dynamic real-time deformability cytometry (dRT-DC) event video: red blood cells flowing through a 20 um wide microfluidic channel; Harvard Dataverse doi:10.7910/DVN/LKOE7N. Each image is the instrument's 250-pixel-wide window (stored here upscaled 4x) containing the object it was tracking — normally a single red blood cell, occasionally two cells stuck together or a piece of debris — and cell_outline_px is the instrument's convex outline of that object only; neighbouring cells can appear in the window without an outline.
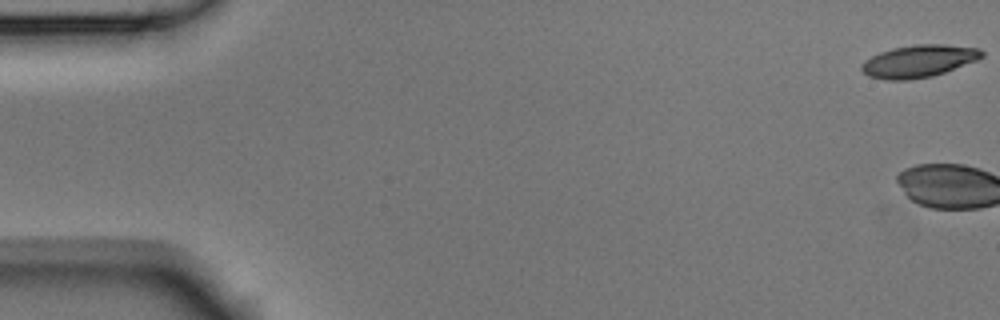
{"species": "Egyptian fruit bat (a non-hibernating species)", "species_latin": "Rousettus aegyptiacus", "temperature_condition": "room temperature", "stored_images_in_passage": 3, "camera_frame_rate_fps": 3000, "um_per_image_px": 0.085, "animal": {"sex": "male"}, "frame": {"image": 1, "passage_image": 1, "time_ms": 0.0, "image_size_px": [1000, 320], "cell_outline_px": [[984, 56], [976, 60], [944, 72], [932, 76], [908, 80], [888, 80], [868, 76], [860, 68], [860, 64], [864, 60], [880, 52], [892, 48], [916, 44], [944, 44], [980, 48], [984, 52]], "centroid_in_image_um": [78.07, 5.19], "position_along_channel_um": 6.9, "area_um2": 22.66}}